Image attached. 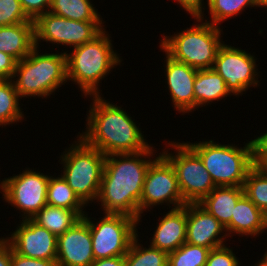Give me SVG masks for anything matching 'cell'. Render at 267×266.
Listing matches in <instances>:
<instances>
[{
	"label": "cell",
	"mask_w": 267,
	"mask_h": 266,
	"mask_svg": "<svg viewBox=\"0 0 267 266\" xmlns=\"http://www.w3.org/2000/svg\"><path fill=\"white\" fill-rule=\"evenodd\" d=\"M26 15L35 21L40 15L49 12L51 0H20Z\"/></svg>",
	"instance_id": "34"
},
{
	"label": "cell",
	"mask_w": 267,
	"mask_h": 266,
	"mask_svg": "<svg viewBox=\"0 0 267 266\" xmlns=\"http://www.w3.org/2000/svg\"><path fill=\"white\" fill-rule=\"evenodd\" d=\"M60 177L50 176L47 187V205L74 210L81 218L86 214L85 204L70 188L67 181Z\"/></svg>",
	"instance_id": "24"
},
{
	"label": "cell",
	"mask_w": 267,
	"mask_h": 266,
	"mask_svg": "<svg viewBox=\"0 0 267 266\" xmlns=\"http://www.w3.org/2000/svg\"><path fill=\"white\" fill-rule=\"evenodd\" d=\"M34 21L0 27V51L22 60L35 48Z\"/></svg>",
	"instance_id": "20"
},
{
	"label": "cell",
	"mask_w": 267,
	"mask_h": 266,
	"mask_svg": "<svg viewBox=\"0 0 267 266\" xmlns=\"http://www.w3.org/2000/svg\"><path fill=\"white\" fill-rule=\"evenodd\" d=\"M168 146L177 150L176 154L172 151L168 153L165 149L159 154L173 166L183 200L186 203H199L216 187L209 172L186 143L169 141Z\"/></svg>",
	"instance_id": "8"
},
{
	"label": "cell",
	"mask_w": 267,
	"mask_h": 266,
	"mask_svg": "<svg viewBox=\"0 0 267 266\" xmlns=\"http://www.w3.org/2000/svg\"><path fill=\"white\" fill-rule=\"evenodd\" d=\"M89 266H125V256L98 259Z\"/></svg>",
	"instance_id": "39"
},
{
	"label": "cell",
	"mask_w": 267,
	"mask_h": 266,
	"mask_svg": "<svg viewBox=\"0 0 267 266\" xmlns=\"http://www.w3.org/2000/svg\"><path fill=\"white\" fill-rule=\"evenodd\" d=\"M267 229V216L243 194L237 201L230 224L225 228L229 237L231 234L239 236H259ZM227 232V233H226ZM259 234V235H258Z\"/></svg>",
	"instance_id": "19"
},
{
	"label": "cell",
	"mask_w": 267,
	"mask_h": 266,
	"mask_svg": "<svg viewBox=\"0 0 267 266\" xmlns=\"http://www.w3.org/2000/svg\"><path fill=\"white\" fill-rule=\"evenodd\" d=\"M138 237L133 239L125 255V266H168V253L150 245L142 247Z\"/></svg>",
	"instance_id": "27"
},
{
	"label": "cell",
	"mask_w": 267,
	"mask_h": 266,
	"mask_svg": "<svg viewBox=\"0 0 267 266\" xmlns=\"http://www.w3.org/2000/svg\"><path fill=\"white\" fill-rule=\"evenodd\" d=\"M12 79L0 80V126L15 124L24 119Z\"/></svg>",
	"instance_id": "26"
},
{
	"label": "cell",
	"mask_w": 267,
	"mask_h": 266,
	"mask_svg": "<svg viewBox=\"0 0 267 266\" xmlns=\"http://www.w3.org/2000/svg\"><path fill=\"white\" fill-rule=\"evenodd\" d=\"M0 182L4 201L22 212V219H31L47 204V187L50 176L31 169Z\"/></svg>",
	"instance_id": "11"
},
{
	"label": "cell",
	"mask_w": 267,
	"mask_h": 266,
	"mask_svg": "<svg viewBox=\"0 0 267 266\" xmlns=\"http://www.w3.org/2000/svg\"><path fill=\"white\" fill-rule=\"evenodd\" d=\"M264 257H262V259H260L255 266H267V251L265 252V254L263 255Z\"/></svg>",
	"instance_id": "40"
},
{
	"label": "cell",
	"mask_w": 267,
	"mask_h": 266,
	"mask_svg": "<svg viewBox=\"0 0 267 266\" xmlns=\"http://www.w3.org/2000/svg\"><path fill=\"white\" fill-rule=\"evenodd\" d=\"M186 144L199 156L216 187L243 186L253 168L251 141L243 148L235 144H218L213 140Z\"/></svg>",
	"instance_id": "6"
},
{
	"label": "cell",
	"mask_w": 267,
	"mask_h": 266,
	"mask_svg": "<svg viewBox=\"0 0 267 266\" xmlns=\"http://www.w3.org/2000/svg\"><path fill=\"white\" fill-rule=\"evenodd\" d=\"M260 6L267 8V0H260Z\"/></svg>",
	"instance_id": "41"
},
{
	"label": "cell",
	"mask_w": 267,
	"mask_h": 266,
	"mask_svg": "<svg viewBox=\"0 0 267 266\" xmlns=\"http://www.w3.org/2000/svg\"><path fill=\"white\" fill-rule=\"evenodd\" d=\"M77 138L76 144L65 149L61 155L60 164L64 167L61 175L87 206L97 200L106 156L87 145L79 136Z\"/></svg>",
	"instance_id": "7"
},
{
	"label": "cell",
	"mask_w": 267,
	"mask_h": 266,
	"mask_svg": "<svg viewBox=\"0 0 267 266\" xmlns=\"http://www.w3.org/2000/svg\"><path fill=\"white\" fill-rule=\"evenodd\" d=\"M186 205L171 209L156 226L150 246L166 253L174 252L186 242Z\"/></svg>",
	"instance_id": "18"
},
{
	"label": "cell",
	"mask_w": 267,
	"mask_h": 266,
	"mask_svg": "<svg viewBox=\"0 0 267 266\" xmlns=\"http://www.w3.org/2000/svg\"><path fill=\"white\" fill-rule=\"evenodd\" d=\"M153 146L138 153L106 156L96 202L104 213L125 214L140 222V199L145 175L153 160ZM148 159V160H147Z\"/></svg>",
	"instance_id": "1"
},
{
	"label": "cell",
	"mask_w": 267,
	"mask_h": 266,
	"mask_svg": "<svg viewBox=\"0 0 267 266\" xmlns=\"http://www.w3.org/2000/svg\"><path fill=\"white\" fill-rule=\"evenodd\" d=\"M56 261L58 266H89L95 261L90 227L83 217L57 237Z\"/></svg>",
	"instance_id": "15"
},
{
	"label": "cell",
	"mask_w": 267,
	"mask_h": 266,
	"mask_svg": "<svg viewBox=\"0 0 267 266\" xmlns=\"http://www.w3.org/2000/svg\"><path fill=\"white\" fill-rule=\"evenodd\" d=\"M29 21L20 0H0V27Z\"/></svg>",
	"instance_id": "31"
},
{
	"label": "cell",
	"mask_w": 267,
	"mask_h": 266,
	"mask_svg": "<svg viewBox=\"0 0 267 266\" xmlns=\"http://www.w3.org/2000/svg\"><path fill=\"white\" fill-rule=\"evenodd\" d=\"M256 60L251 53L223 43L217 52L212 69L224 79L232 95H243L242 92L249 87L259 86Z\"/></svg>",
	"instance_id": "13"
},
{
	"label": "cell",
	"mask_w": 267,
	"mask_h": 266,
	"mask_svg": "<svg viewBox=\"0 0 267 266\" xmlns=\"http://www.w3.org/2000/svg\"><path fill=\"white\" fill-rule=\"evenodd\" d=\"M186 219V243L210 250L225 245L223 242L228 236H221L225 228L199 203L186 204Z\"/></svg>",
	"instance_id": "16"
},
{
	"label": "cell",
	"mask_w": 267,
	"mask_h": 266,
	"mask_svg": "<svg viewBox=\"0 0 267 266\" xmlns=\"http://www.w3.org/2000/svg\"><path fill=\"white\" fill-rule=\"evenodd\" d=\"M243 194V186L215 187L199 204L226 228L234 216L236 203Z\"/></svg>",
	"instance_id": "21"
},
{
	"label": "cell",
	"mask_w": 267,
	"mask_h": 266,
	"mask_svg": "<svg viewBox=\"0 0 267 266\" xmlns=\"http://www.w3.org/2000/svg\"><path fill=\"white\" fill-rule=\"evenodd\" d=\"M182 8L189 12L191 16H199L202 20L204 19V0H175Z\"/></svg>",
	"instance_id": "37"
},
{
	"label": "cell",
	"mask_w": 267,
	"mask_h": 266,
	"mask_svg": "<svg viewBox=\"0 0 267 266\" xmlns=\"http://www.w3.org/2000/svg\"><path fill=\"white\" fill-rule=\"evenodd\" d=\"M67 52L41 54L35 47L29 55L18 61L12 82L19 97L45 98L53 95V92L55 94L56 89L68 80Z\"/></svg>",
	"instance_id": "4"
},
{
	"label": "cell",
	"mask_w": 267,
	"mask_h": 266,
	"mask_svg": "<svg viewBox=\"0 0 267 266\" xmlns=\"http://www.w3.org/2000/svg\"><path fill=\"white\" fill-rule=\"evenodd\" d=\"M0 266H11V246L4 238H0Z\"/></svg>",
	"instance_id": "38"
},
{
	"label": "cell",
	"mask_w": 267,
	"mask_h": 266,
	"mask_svg": "<svg viewBox=\"0 0 267 266\" xmlns=\"http://www.w3.org/2000/svg\"><path fill=\"white\" fill-rule=\"evenodd\" d=\"M210 249L184 243L168 255V266H206Z\"/></svg>",
	"instance_id": "30"
},
{
	"label": "cell",
	"mask_w": 267,
	"mask_h": 266,
	"mask_svg": "<svg viewBox=\"0 0 267 266\" xmlns=\"http://www.w3.org/2000/svg\"><path fill=\"white\" fill-rule=\"evenodd\" d=\"M17 62L14 57L0 51V80L12 79Z\"/></svg>",
	"instance_id": "36"
},
{
	"label": "cell",
	"mask_w": 267,
	"mask_h": 266,
	"mask_svg": "<svg viewBox=\"0 0 267 266\" xmlns=\"http://www.w3.org/2000/svg\"><path fill=\"white\" fill-rule=\"evenodd\" d=\"M91 0H51L49 12L75 21H103Z\"/></svg>",
	"instance_id": "25"
},
{
	"label": "cell",
	"mask_w": 267,
	"mask_h": 266,
	"mask_svg": "<svg viewBox=\"0 0 267 266\" xmlns=\"http://www.w3.org/2000/svg\"><path fill=\"white\" fill-rule=\"evenodd\" d=\"M239 259L226 245L209 251L206 266H239Z\"/></svg>",
	"instance_id": "32"
},
{
	"label": "cell",
	"mask_w": 267,
	"mask_h": 266,
	"mask_svg": "<svg viewBox=\"0 0 267 266\" xmlns=\"http://www.w3.org/2000/svg\"><path fill=\"white\" fill-rule=\"evenodd\" d=\"M80 219L81 217L74 210L47 204L31 218L33 222L46 228L56 237L64 234Z\"/></svg>",
	"instance_id": "23"
},
{
	"label": "cell",
	"mask_w": 267,
	"mask_h": 266,
	"mask_svg": "<svg viewBox=\"0 0 267 266\" xmlns=\"http://www.w3.org/2000/svg\"><path fill=\"white\" fill-rule=\"evenodd\" d=\"M34 24L35 46L38 48L41 40L74 48L92 41L105 29L103 21H75L51 12L40 15Z\"/></svg>",
	"instance_id": "10"
},
{
	"label": "cell",
	"mask_w": 267,
	"mask_h": 266,
	"mask_svg": "<svg viewBox=\"0 0 267 266\" xmlns=\"http://www.w3.org/2000/svg\"><path fill=\"white\" fill-rule=\"evenodd\" d=\"M193 89L195 109L232 95L227 89L224 79L212 68L197 70Z\"/></svg>",
	"instance_id": "22"
},
{
	"label": "cell",
	"mask_w": 267,
	"mask_h": 266,
	"mask_svg": "<svg viewBox=\"0 0 267 266\" xmlns=\"http://www.w3.org/2000/svg\"><path fill=\"white\" fill-rule=\"evenodd\" d=\"M211 20L205 22L220 25L221 22L238 15L247 7H260V0H207Z\"/></svg>",
	"instance_id": "28"
},
{
	"label": "cell",
	"mask_w": 267,
	"mask_h": 266,
	"mask_svg": "<svg viewBox=\"0 0 267 266\" xmlns=\"http://www.w3.org/2000/svg\"><path fill=\"white\" fill-rule=\"evenodd\" d=\"M243 189L244 194L267 216V175L253 167L247 174Z\"/></svg>",
	"instance_id": "29"
},
{
	"label": "cell",
	"mask_w": 267,
	"mask_h": 266,
	"mask_svg": "<svg viewBox=\"0 0 267 266\" xmlns=\"http://www.w3.org/2000/svg\"><path fill=\"white\" fill-rule=\"evenodd\" d=\"M11 266H58L56 260L29 258L16 253L11 248Z\"/></svg>",
	"instance_id": "35"
},
{
	"label": "cell",
	"mask_w": 267,
	"mask_h": 266,
	"mask_svg": "<svg viewBox=\"0 0 267 266\" xmlns=\"http://www.w3.org/2000/svg\"><path fill=\"white\" fill-rule=\"evenodd\" d=\"M253 147V167L267 175V131L251 140Z\"/></svg>",
	"instance_id": "33"
},
{
	"label": "cell",
	"mask_w": 267,
	"mask_h": 266,
	"mask_svg": "<svg viewBox=\"0 0 267 266\" xmlns=\"http://www.w3.org/2000/svg\"><path fill=\"white\" fill-rule=\"evenodd\" d=\"M192 17L199 24L171 36L163 35L159 47L174 60L197 70L212 68L220 46L225 43L220 36L222 29L203 22L199 16Z\"/></svg>",
	"instance_id": "5"
},
{
	"label": "cell",
	"mask_w": 267,
	"mask_h": 266,
	"mask_svg": "<svg viewBox=\"0 0 267 266\" xmlns=\"http://www.w3.org/2000/svg\"><path fill=\"white\" fill-rule=\"evenodd\" d=\"M4 239L16 253L25 257L44 260L57 258V237L31 219L22 220L15 232Z\"/></svg>",
	"instance_id": "14"
},
{
	"label": "cell",
	"mask_w": 267,
	"mask_h": 266,
	"mask_svg": "<svg viewBox=\"0 0 267 266\" xmlns=\"http://www.w3.org/2000/svg\"><path fill=\"white\" fill-rule=\"evenodd\" d=\"M166 55L165 80L170 92L173 106L180 113L195 110L194 81L197 69L179 62Z\"/></svg>",
	"instance_id": "17"
},
{
	"label": "cell",
	"mask_w": 267,
	"mask_h": 266,
	"mask_svg": "<svg viewBox=\"0 0 267 266\" xmlns=\"http://www.w3.org/2000/svg\"><path fill=\"white\" fill-rule=\"evenodd\" d=\"M83 218L90 227L95 260L125 256L133 239L138 235V220L125 214L105 213L102 219L96 222L90 220L87 214Z\"/></svg>",
	"instance_id": "9"
},
{
	"label": "cell",
	"mask_w": 267,
	"mask_h": 266,
	"mask_svg": "<svg viewBox=\"0 0 267 266\" xmlns=\"http://www.w3.org/2000/svg\"><path fill=\"white\" fill-rule=\"evenodd\" d=\"M85 132L78 135L87 145L98 149L105 156L138 153L150 145L141 129L123 108L92 95Z\"/></svg>",
	"instance_id": "2"
},
{
	"label": "cell",
	"mask_w": 267,
	"mask_h": 266,
	"mask_svg": "<svg viewBox=\"0 0 267 266\" xmlns=\"http://www.w3.org/2000/svg\"><path fill=\"white\" fill-rule=\"evenodd\" d=\"M105 29L92 41L74 47L67 57V78L79 85L83 95H100L99 83L122 61L113 50Z\"/></svg>",
	"instance_id": "3"
},
{
	"label": "cell",
	"mask_w": 267,
	"mask_h": 266,
	"mask_svg": "<svg viewBox=\"0 0 267 266\" xmlns=\"http://www.w3.org/2000/svg\"><path fill=\"white\" fill-rule=\"evenodd\" d=\"M174 205L172 209L185 206L173 166L160 154L147 169L141 199L140 219L146 209L156 205Z\"/></svg>",
	"instance_id": "12"
}]
</instances>
